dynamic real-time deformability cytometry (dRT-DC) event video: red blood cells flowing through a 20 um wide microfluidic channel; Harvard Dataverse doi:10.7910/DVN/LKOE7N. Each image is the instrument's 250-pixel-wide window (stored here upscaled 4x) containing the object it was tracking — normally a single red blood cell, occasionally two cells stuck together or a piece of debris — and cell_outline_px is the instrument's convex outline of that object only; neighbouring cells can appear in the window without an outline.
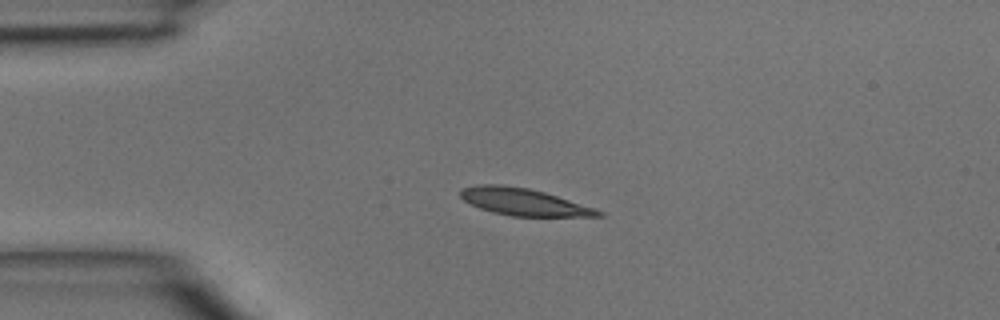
{"species": "common noctule bat (a hibernating species)", "species_latin": "Nyctalus noctula", "temperature_condition": "room temperature", "stored_images_in_passage": 3, "camera_frame_rate_fps": 3000, "um_per_image_px": 0.085, "animal": {"sex": "male", "body_mass_g": 15.6}, "frame": {"image": 1, "passage_image": 2, "time_ms": 0.333, "image_size_px": [1000, 320], "cell_outline_px": [[604, 216], [512, 216], [492, 212], [480, 208], [464, 200], [460, 196], [460, 188], [476, 184], [500, 184], [528, 188], [544, 192], [596, 208], [604, 212]], "centroid_in_image_um": [44.5, 17.15], "position_along_channel_um": 40.5, "area_um2": 21.73}}